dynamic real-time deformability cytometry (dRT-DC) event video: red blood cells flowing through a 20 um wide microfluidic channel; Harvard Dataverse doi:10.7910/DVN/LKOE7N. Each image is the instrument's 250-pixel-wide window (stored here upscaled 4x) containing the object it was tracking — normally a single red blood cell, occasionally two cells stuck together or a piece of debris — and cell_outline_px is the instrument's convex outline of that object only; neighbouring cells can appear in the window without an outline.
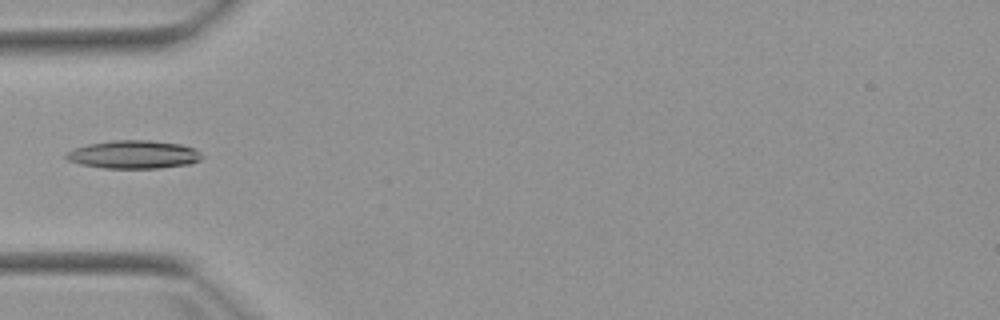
{"species": "Egyptian fruit bat (a non-hibernating species)", "species_latin": "Rousettus aegyptiacus", "temperature_condition": "warm", "stored_images_in_passage": 2, "camera_frame_rate_fps": 3000, "um_per_image_px": 0.085, "animal": {"sex": "female"}, "frame": {"image": 1, "passage_image": 2, "time_ms": 1.0, "image_size_px": [1000, 320], "cell_outline_px": [[204, 156], [200, 160], [188, 164], [160, 168], [104, 168], [80, 164], [68, 160], [64, 156], [68, 152], [76, 148], [88, 144], [112, 140], [148, 140], [180, 144], [192, 148], [200, 152]], "centroid_in_image_um": [11.37, 13.13], "position_along_channel_um": 73.6, "area_um2": 22.14}}